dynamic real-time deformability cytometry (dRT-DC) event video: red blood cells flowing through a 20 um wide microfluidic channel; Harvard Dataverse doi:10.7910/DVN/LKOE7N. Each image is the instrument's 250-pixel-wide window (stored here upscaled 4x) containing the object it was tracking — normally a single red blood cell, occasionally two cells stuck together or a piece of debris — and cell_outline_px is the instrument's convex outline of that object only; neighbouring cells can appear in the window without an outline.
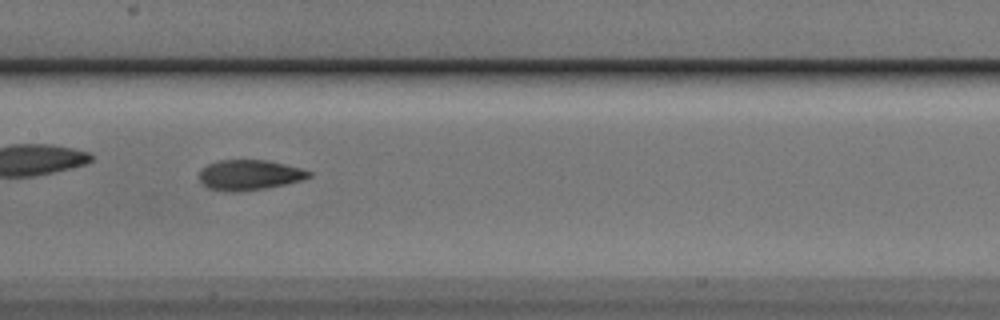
{"species": "Egyptian fruit bat (a non-hibernating species)", "species_latin": "Rousettus aegyptiacus", "temperature_condition": "cold", "stored_images_in_passage": 33, "camera_frame_rate_fps": 3000, "um_per_image_px": 0.085, "animal": {"sex": "male"}, "frame": {"image": 1, "passage_image": 10, "time_ms": 3.0, "image_size_px": [1000, 320], "cell_outline_px": [[312, 176], [304, 180], [264, 188], [236, 192], [228, 192], [208, 188], [200, 180], [200, 172], [208, 164], [220, 160], [268, 160], [300, 168], [312, 172]], "centroid_in_image_um": [21.23, 14.87], "position_along_channel_um": 186.2, "area_um2": 19.19}, "authors_computed_cell_mechanics": {"area_um2": 19.074, "velocity_mm_per_s": 3.7642, "shape_relaxation_time_tau1_ms": 3.9628, "shape_relaxation_time_tau2_ms": 1.943, "deformation_change_tau1": 0.1557, "deformation_change_tau2": 0.0967}}